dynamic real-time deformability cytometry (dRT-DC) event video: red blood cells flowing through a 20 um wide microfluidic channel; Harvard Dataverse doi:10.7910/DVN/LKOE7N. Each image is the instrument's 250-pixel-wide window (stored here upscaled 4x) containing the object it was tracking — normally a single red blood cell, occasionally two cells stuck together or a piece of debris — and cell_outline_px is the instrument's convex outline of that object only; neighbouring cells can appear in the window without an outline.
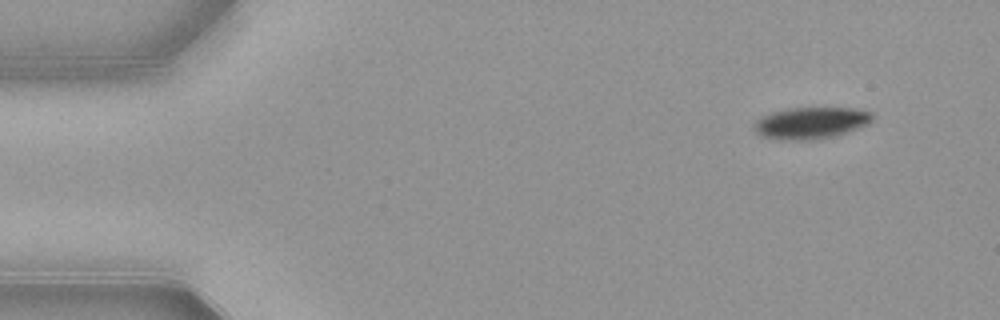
{"species": "common noctule bat (a hibernating species)", "species_latin": "Nyctalus noctula", "temperature_condition": "warm", "stored_images_in_passage": 49, "camera_frame_rate_fps": 3000, "um_per_image_px": 0.085, "animal": {"sex": "female", "body_mass_g": 21.9}, "frame": {"image": 1, "passage_image": 1, "time_ms": 0.0, "image_size_px": [1000, 320], "cell_outline_px": [[872, 120], [868, 124], [848, 132], [836, 136], [816, 140], [776, 140], [760, 136], [752, 128], [756, 120], [772, 112], [788, 108], [852, 108], [872, 112]], "centroid_in_image_um": [68.9, 10.47], "position_along_channel_um": 16.1, "area_um2": 22.08}}
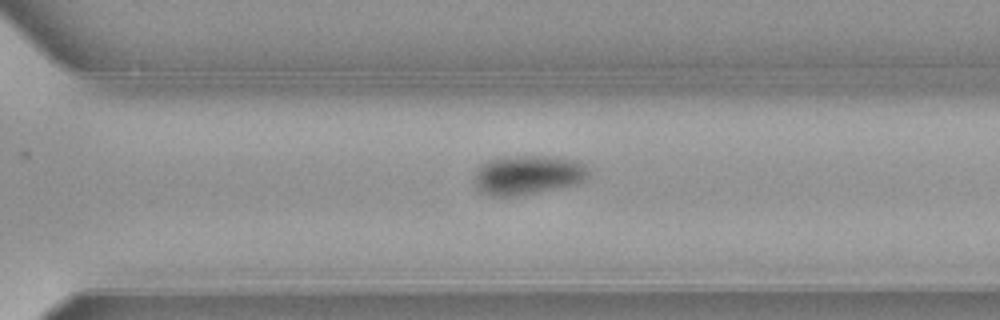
{"frame": {"image": 2, "passage_image": 33, "time_ms": 10.667, "image_size_px": [1000, 320], "cell_outline_px": [[588, 176], [584, 180], [576, 184], [516, 196], [492, 196], [484, 192], [476, 184], [476, 168], [488, 160], [504, 156], [556, 156], [580, 160], [588, 164]], "centroid_in_image_um": [44.94, 14.83], "position_along_channel_um": 325.7, "area_um2": 26.24}}
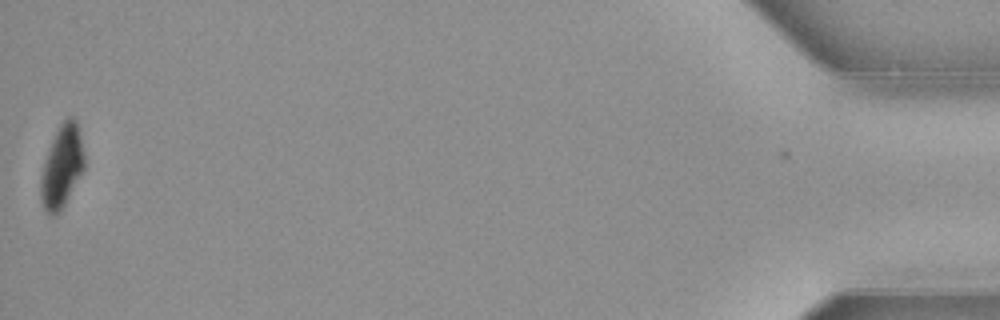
{"frame": {"image": 3, "passage_image": 49, "time_ms": 16.0, "image_size_px": [1000, 320], "cell_outline_px": [[84, 168], [60, 212], [56, 216], [48, 216], [40, 200], [40, 176], [52, 140], [60, 124], [68, 116], [72, 116], [76, 120], [80, 136], [84, 156]], "centroid_in_image_um": [5.24, 14.2], "position_along_channel_um": 430.0, "area_um2": 20.69}, "authors_computed_cell_mechanics": {"area_um2": 25.3164, "velocity_mm_per_s": 3.8827, "shape_relaxation_time_tau1_ms": 2.0779, "shape_relaxation_time_tau2_ms": 6.9274, "deformation_change_tau1": 0.1067, "deformation_change_tau2": 0.0535}}